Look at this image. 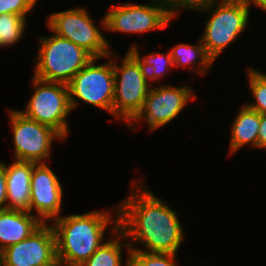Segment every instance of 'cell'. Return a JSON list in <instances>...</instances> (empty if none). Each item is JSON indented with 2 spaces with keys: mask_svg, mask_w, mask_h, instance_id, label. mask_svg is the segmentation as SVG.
<instances>
[{
  "mask_svg": "<svg viewBox=\"0 0 266 266\" xmlns=\"http://www.w3.org/2000/svg\"><path fill=\"white\" fill-rule=\"evenodd\" d=\"M128 53L139 63L141 73L149 83L159 81V78L164 77L170 67H174L170 51L167 54L153 52L141 57L138 46L134 44Z\"/></svg>",
  "mask_w": 266,
  "mask_h": 266,
  "instance_id": "19",
  "label": "cell"
},
{
  "mask_svg": "<svg viewBox=\"0 0 266 266\" xmlns=\"http://www.w3.org/2000/svg\"><path fill=\"white\" fill-rule=\"evenodd\" d=\"M216 0H159L170 19L176 17L182 9H196L204 11L210 7ZM180 9V11H179Z\"/></svg>",
  "mask_w": 266,
  "mask_h": 266,
  "instance_id": "23",
  "label": "cell"
},
{
  "mask_svg": "<svg viewBox=\"0 0 266 266\" xmlns=\"http://www.w3.org/2000/svg\"><path fill=\"white\" fill-rule=\"evenodd\" d=\"M119 64L113 61V116L129 124L143 108L151 84L142 75L139 63L128 52Z\"/></svg>",
  "mask_w": 266,
  "mask_h": 266,
  "instance_id": "7",
  "label": "cell"
},
{
  "mask_svg": "<svg viewBox=\"0 0 266 266\" xmlns=\"http://www.w3.org/2000/svg\"><path fill=\"white\" fill-rule=\"evenodd\" d=\"M32 83L35 91L30 97L26 110L19 112L29 119L53 128L65 141L69 134L67 118L72 111L68 86L36 77L32 78Z\"/></svg>",
  "mask_w": 266,
  "mask_h": 266,
  "instance_id": "5",
  "label": "cell"
},
{
  "mask_svg": "<svg viewBox=\"0 0 266 266\" xmlns=\"http://www.w3.org/2000/svg\"><path fill=\"white\" fill-rule=\"evenodd\" d=\"M9 117L13 130L15 160L42 163L50 158L54 139L64 140L53 128L29 119L17 110H10Z\"/></svg>",
  "mask_w": 266,
  "mask_h": 266,
  "instance_id": "9",
  "label": "cell"
},
{
  "mask_svg": "<svg viewBox=\"0 0 266 266\" xmlns=\"http://www.w3.org/2000/svg\"><path fill=\"white\" fill-rule=\"evenodd\" d=\"M191 90L188 86L174 87L171 84H161L159 88L151 87L145 98L143 108L128 124V127L132 128L135 122L142 120H146L151 131L168 124L189 103L193 97Z\"/></svg>",
  "mask_w": 266,
  "mask_h": 266,
  "instance_id": "12",
  "label": "cell"
},
{
  "mask_svg": "<svg viewBox=\"0 0 266 266\" xmlns=\"http://www.w3.org/2000/svg\"><path fill=\"white\" fill-rule=\"evenodd\" d=\"M248 83L253 102L245 104L249 109L259 114L266 113V73L248 68Z\"/></svg>",
  "mask_w": 266,
  "mask_h": 266,
  "instance_id": "21",
  "label": "cell"
},
{
  "mask_svg": "<svg viewBox=\"0 0 266 266\" xmlns=\"http://www.w3.org/2000/svg\"><path fill=\"white\" fill-rule=\"evenodd\" d=\"M258 148L266 149V113L260 114V126L258 131Z\"/></svg>",
  "mask_w": 266,
  "mask_h": 266,
  "instance_id": "26",
  "label": "cell"
},
{
  "mask_svg": "<svg viewBox=\"0 0 266 266\" xmlns=\"http://www.w3.org/2000/svg\"><path fill=\"white\" fill-rule=\"evenodd\" d=\"M250 3L256 5L257 7L261 8V10L266 12V0H249Z\"/></svg>",
  "mask_w": 266,
  "mask_h": 266,
  "instance_id": "27",
  "label": "cell"
},
{
  "mask_svg": "<svg viewBox=\"0 0 266 266\" xmlns=\"http://www.w3.org/2000/svg\"><path fill=\"white\" fill-rule=\"evenodd\" d=\"M38 0H0V14H16L27 17Z\"/></svg>",
  "mask_w": 266,
  "mask_h": 266,
  "instance_id": "24",
  "label": "cell"
},
{
  "mask_svg": "<svg viewBox=\"0 0 266 266\" xmlns=\"http://www.w3.org/2000/svg\"><path fill=\"white\" fill-rule=\"evenodd\" d=\"M39 40L41 44L33 76L44 81L67 85L94 58L83 47L54 33Z\"/></svg>",
  "mask_w": 266,
  "mask_h": 266,
  "instance_id": "3",
  "label": "cell"
},
{
  "mask_svg": "<svg viewBox=\"0 0 266 266\" xmlns=\"http://www.w3.org/2000/svg\"><path fill=\"white\" fill-rule=\"evenodd\" d=\"M260 126V114L242 106L231 125L230 154L249 144L258 147V131Z\"/></svg>",
  "mask_w": 266,
  "mask_h": 266,
  "instance_id": "16",
  "label": "cell"
},
{
  "mask_svg": "<svg viewBox=\"0 0 266 266\" xmlns=\"http://www.w3.org/2000/svg\"><path fill=\"white\" fill-rule=\"evenodd\" d=\"M30 188L31 214L35 209L36 216L42 223L61 216L63 188L57 175L46 162L34 164Z\"/></svg>",
  "mask_w": 266,
  "mask_h": 266,
  "instance_id": "13",
  "label": "cell"
},
{
  "mask_svg": "<svg viewBox=\"0 0 266 266\" xmlns=\"http://www.w3.org/2000/svg\"><path fill=\"white\" fill-rule=\"evenodd\" d=\"M5 163L0 162V210L7 209Z\"/></svg>",
  "mask_w": 266,
  "mask_h": 266,
  "instance_id": "25",
  "label": "cell"
},
{
  "mask_svg": "<svg viewBox=\"0 0 266 266\" xmlns=\"http://www.w3.org/2000/svg\"><path fill=\"white\" fill-rule=\"evenodd\" d=\"M99 59L94 57L67 84L70 106L74 109L79 101H83L113 115V60L97 65L95 62Z\"/></svg>",
  "mask_w": 266,
  "mask_h": 266,
  "instance_id": "6",
  "label": "cell"
},
{
  "mask_svg": "<svg viewBox=\"0 0 266 266\" xmlns=\"http://www.w3.org/2000/svg\"><path fill=\"white\" fill-rule=\"evenodd\" d=\"M2 266H60L53 226L42 223L19 243L1 251Z\"/></svg>",
  "mask_w": 266,
  "mask_h": 266,
  "instance_id": "11",
  "label": "cell"
},
{
  "mask_svg": "<svg viewBox=\"0 0 266 266\" xmlns=\"http://www.w3.org/2000/svg\"><path fill=\"white\" fill-rule=\"evenodd\" d=\"M199 41L200 42H198L196 45L180 43L171 49L170 54L174 63V67H186L189 65V68L190 66L192 67L190 70H198L197 72L201 75H204L206 72H208V69L211 67L214 61L207 55L201 40Z\"/></svg>",
  "mask_w": 266,
  "mask_h": 266,
  "instance_id": "18",
  "label": "cell"
},
{
  "mask_svg": "<svg viewBox=\"0 0 266 266\" xmlns=\"http://www.w3.org/2000/svg\"><path fill=\"white\" fill-rule=\"evenodd\" d=\"M107 211H90L83 214L60 216L54 219L57 259L60 266H80L104 243L108 224L118 227L116 215ZM114 218L113 220L111 218Z\"/></svg>",
  "mask_w": 266,
  "mask_h": 266,
  "instance_id": "2",
  "label": "cell"
},
{
  "mask_svg": "<svg viewBox=\"0 0 266 266\" xmlns=\"http://www.w3.org/2000/svg\"><path fill=\"white\" fill-rule=\"evenodd\" d=\"M250 5L249 0H216L205 10L213 12L205 23L200 40L213 61L247 27Z\"/></svg>",
  "mask_w": 266,
  "mask_h": 266,
  "instance_id": "4",
  "label": "cell"
},
{
  "mask_svg": "<svg viewBox=\"0 0 266 266\" xmlns=\"http://www.w3.org/2000/svg\"><path fill=\"white\" fill-rule=\"evenodd\" d=\"M153 2V3H152ZM151 4L113 5L102 18L101 25L110 32L145 33L155 29H162L170 23L164 6L159 0H152Z\"/></svg>",
  "mask_w": 266,
  "mask_h": 266,
  "instance_id": "10",
  "label": "cell"
},
{
  "mask_svg": "<svg viewBox=\"0 0 266 266\" xmlns=\"http://www.w3.org/2000/svg\"><path fill=\"white\" fill-rule=\"evenodd\" d=\"M111 237L103 243L96 252L80 266H122L121 248L128 247V258L126 265L129 266L130 245L126 242L121 245V239L127 240L118 227L110 229ZM113 235V236H112ZM111 239V240H110Z\"/></svg>",
  "mask_w": 266,
  "mask_h": 266,
  "instance_id": "17",
  "label": "cell"
},
{
  "mask_svg": "<svg viewBox=\"0 0 266 266\" xmlns=\"http://www.w3.org/2000/svg\"><path fill=\"white\" fill-rule=\"evenodd\" d=\"M26 17L16 14H0V47L13 46L24 36Z\"/></svg>",
  "mask_w": 266,
  "mask_h": 266,
  "instance_id": "20",
  "label": "cell"
},
{
  "mask_svg": "<svg viewBox=\"0 0 266 266\" xmlns=\"http://www.w3.org/2000/svg\"><path fill=\"white\" fill-rule=\"evenodd\" d=\"M143 186L135 184L130 195L118 205V229L126 239L146 247L137 249L129 244L130 251L176 254L184 237L179 217Z\"/></svg>",
  "mask_w": 266,
  "mask_h": 266,
  "instance_id": "1",
  "label": "cell"
},
{
  "mask_svg": "<svg viewBox=\"0 0 266 266\" xmlns=\"http://www.w3.org/2000/svg\"><path fill=\"white\" fill-rule=\"evenodd\" d=\"M176 254L130 251L129 266H176Z\"/></svg>",
  "mask_w": 266,
  "mask_h": 266,
  "instance_id": "22",
  "label": "cell"
},
{
  "mask_svg": "<svg viewBox=\"0 0 266 266\" xmlns=\"http://www.w3.org/2000/svg\"><path fill=\"white\" fill-rule=\"evenodd\" d=\"M42 222L27 211L0 210V251L28 238Z\"/></svg>",
  "mask_w": 266,
  "mask_h": 266,
  "instance_id": "15",
  "label": "cell"
},
{
  "mask_svg": "<svg viewBox=\"0 0 266 266\" xmlns=\"http://www.w3.org/2000/svg\"><path fill=\"white\" fill-rule=\"evenodd\" d=\"M0 266H2L1 251H0Z\"/></svg>",
  "mask_w": 266,
  "mask_h": 266,
  "instance_id": "28",
  "label": "cell"
},
{
  "mask_svg": "<svg viewBox=\"0 0 266 266\" xmlns=\"http://www.w3.org/2000/svg\"><path fill=\"white\" fill-rule=\"evenodd\" d=\"M48 28L55 35L83 47L95 58H114L109 42L93 23L83 7L54 12L48 18Z\"/></svg>",
  "mask_w": 266,
  "mask_h": 266,
  "instance_id": "8",
  "label": "cell"
},
{
  "mask_svg": "<svg viewBox=\"0 0 266 266\" xmlns=\"http://www.w3.org/2000/svg\"><path fill=\"white\" fill-rule=\"evenodd\" d=\"M34 162L14 160L5 164L7 209L30 213L31 176Z\"/></svg>",
  "mask_w": 266,
  "mask_h": 266,
  "instance_id": "14",
  "label": "cell"
}]
</instances>
